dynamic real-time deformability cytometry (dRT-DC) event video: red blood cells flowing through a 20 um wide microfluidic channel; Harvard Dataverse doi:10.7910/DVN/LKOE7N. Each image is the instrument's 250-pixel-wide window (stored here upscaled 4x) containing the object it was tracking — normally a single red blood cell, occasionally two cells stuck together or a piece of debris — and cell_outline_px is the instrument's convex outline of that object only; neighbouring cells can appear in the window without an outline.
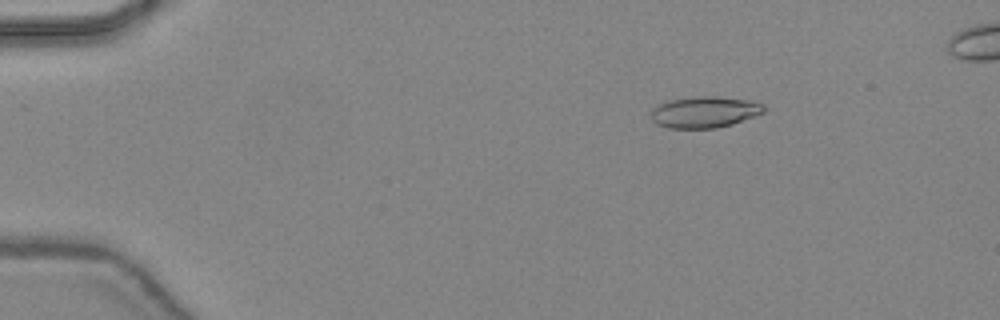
{"species": "common noctule bat (a hibernating species)", "species_latin": "Nyctalus noctula", "temperature_condition": "warm", "stored_images_in_passage": 48, "camera_frame_rate_fps": 3000, "um_per_image_px": 0.085, "animal": {"sex": "female", "body_mass_g": 24.6, "forearm_length_mm": 56.2}, "frame": {"image": 1, "passage_image": 8, "time_ms": 2.333, "image_size_px": [1000, 320], "cell_outline_px": [[764, 112], [732, 124], [716, 128], [668, 128], [656, 124], [652, 120], [652, 108], [660, 104], [672, 100], [692, 96], [716, 96], [752, 100], [764, 104]], "centroid_in_image_um": [59.9, 9.52], "position_along_channel_um": 25.1, "area_um2": 20.58}}
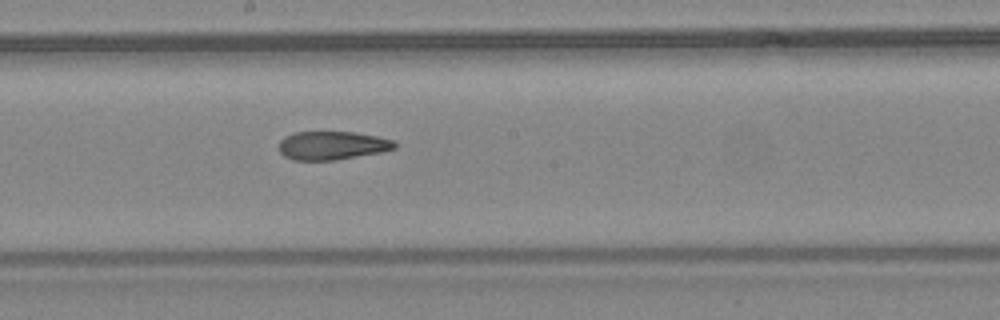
{"frame": {"image": 2, "passage_image": 27, "time_ms": 8.667, "image_size_px": [1000, 320], "cell_outline_px": [[396, 148], [384, 152], [336, 160], [292, 160], [284, 156], [280, 152], [280, 140], [284, 136], [296, 132], [352, 132], [376, 136], [396, 140]], "centroid_in_image_um": [28.26, 12.37], "position_along_channel_um": 219.9, "area_um2": 19.36}}
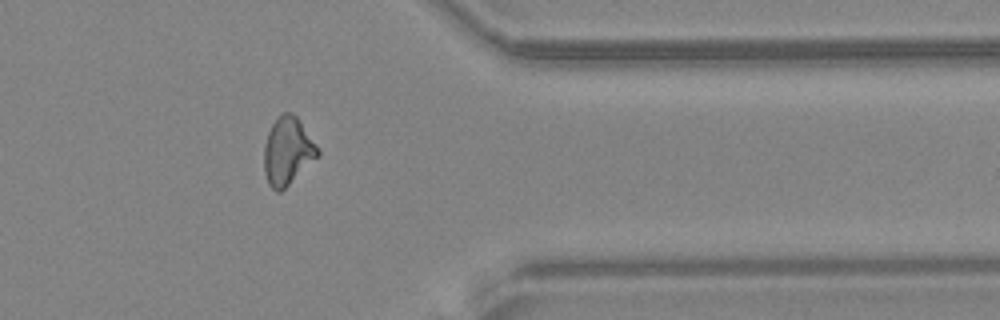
{"frame": {"image": 3, "passage_image": 39, "time_ms": 12.667, "image_size_px": [1000, 320], "cell_outline_px": [[320, 152], [280, 192], [276, 192], [268, 184], [264, 172], [264, 144], [268, 132], [272, 124], [280, 112], [292, 112], [300, 120], [320, 148]], "centroid_in_image_um": [24.42, 12.79], "position_along_channel_um": 387.0, "area_um2": 20.98}, "authors_computed_cell_mechanics": {"area_um2": 20.5768, "velocity_mm_per_s": 4.4597, "shape_relaxation_time_tau1_ms": null, "shape_relaxation_time_tau2_ms": 2.153, "deformation_change_tau1": null, "deformation_change_tau2": 0.1063}}